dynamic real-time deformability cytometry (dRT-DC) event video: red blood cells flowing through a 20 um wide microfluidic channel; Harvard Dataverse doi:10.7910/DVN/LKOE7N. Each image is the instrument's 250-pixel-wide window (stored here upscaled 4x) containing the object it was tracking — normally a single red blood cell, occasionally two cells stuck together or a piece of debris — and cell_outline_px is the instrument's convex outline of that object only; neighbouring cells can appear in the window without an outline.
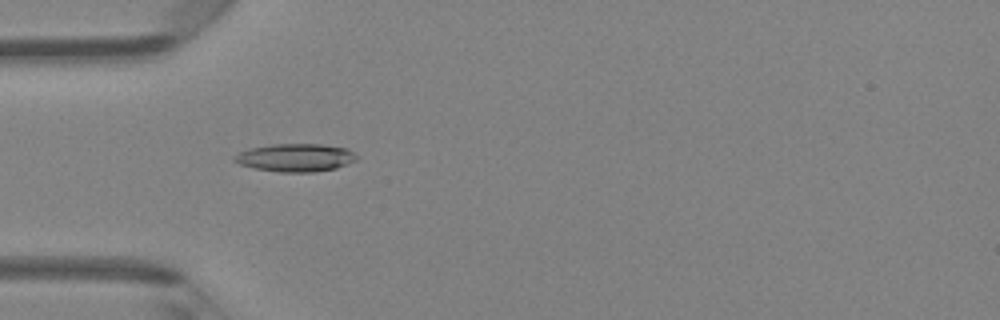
{"species": "Egyptian fruit bat (a non-hibernating species)", "species_latin": "Rousettus aegyptiacus", "temperature_condition": "room temperature", "stored_images_in_passage": 42, "camera_frame_rate_fps": 3000, "um_per_image_px": 0.085, "animal": {"sex": "female"}, "frame": {"image": 1, "passage_image": 10, "time_ms": 3.0, "image_size_px": [1000, 320], "cell_outline_px": [[356, 160], [348, 164], [336, 168], [316, 172], [280, 172], [256, 168], [240, 164], [232, 160], [232, 156], [248, 148], [272, 144], [324, 144], [348, 148], [356, 156]], "centroid_in_image_um": [25.11, 13.39], "position_along_channel_um": 59.9, "area_um2": 20.0}}
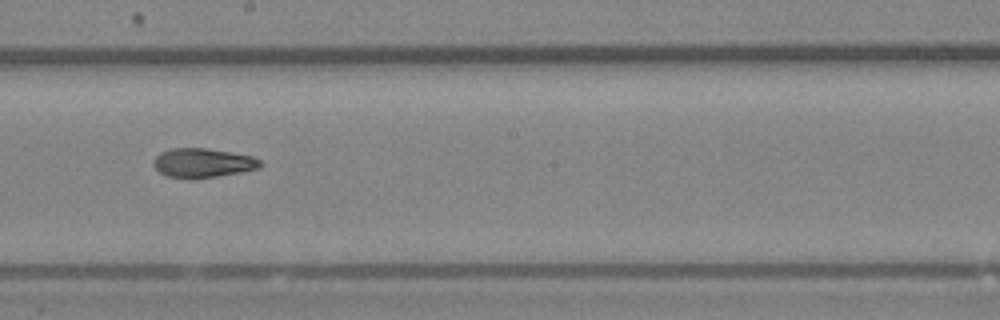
{"frame": {"image": 2, "passage_image": 22, "time_ms": 7.0, "image_size_px": [1000, 320], "cell_outline_px": [[264, 164], [260, 168], [240, 172], [216, 176], [168, 176], [160, 172], [152, 164], [152, 160], [160, 152], [172, 148], [204, 148], [252, 156], [260, 160]], "centroid_in_image_um": [17.25, 13.81], "position_along_channel_um": 230.9, "area_um2": 17.57}}
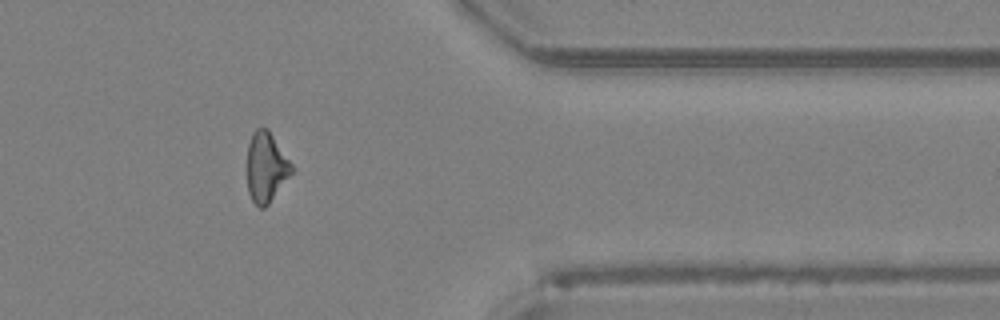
{"frame": {"image": 3, "passage_image": 34, "time_ms": 11.0, "image_size_px": [1000, 320], "cell_outline_px": [[292, 172], [268, 204], [264, 208], [260, 208], [252, 200], [248, 192], [248, 144], [252, 132], [256, 128], [268, 128], [292, 164]], "centroid_in_image_um": [22.61, 14.19], "position_along_channel_um": 388.8, "area_um2": 17.86}, "authors_computed_cell_mechanics": {"area_um2": 18.4093, "velocity_mm_per_s": 4.3572, "shape_relaxation_time_tau1_ms": 5.4265, "shape_relaxation_time_tau2_ms": 2.8366, "deformation_change_tau1": 0.1849, "deformation_change_tau2": 0.0848}}